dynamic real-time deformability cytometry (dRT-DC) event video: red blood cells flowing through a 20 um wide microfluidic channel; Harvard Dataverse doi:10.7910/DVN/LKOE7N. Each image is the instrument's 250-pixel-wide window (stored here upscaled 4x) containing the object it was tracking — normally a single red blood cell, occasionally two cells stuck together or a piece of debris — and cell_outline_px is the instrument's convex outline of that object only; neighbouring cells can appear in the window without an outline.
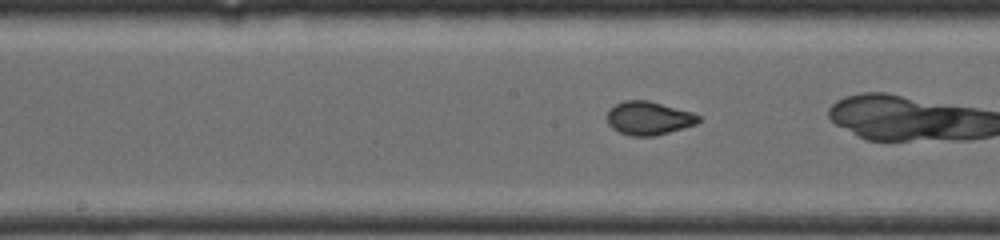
{"species": "common noctule bat (a hibernating species)", "species_latin": "Nyctalus noctula", "temperature_condition": "warm", "stored_images_in_passage": 41, "camera_frame_rate_fps": 4500, "um_per_image_px": 0.085, "animal": {"sex": "female", "body_mass_g": 19.0, "forearm_length_mm": 53.3}, "frame": {"image": 1, "passage_image": 18, "time_ms": 3.778, "image_size_px": [1000, 240], "cell_outline_px": [[700, 120], [696, 124], [656, 136], [632, 136], [620, 132], [612, 128], [608, 124], [608, 112], [616, 104], [624, 100], [648, 100], [692, 112], [700, 116]], "centroid_in_image_um": [55.15, 10.05], "position_along_channel_um": 193.0, "area_um2": 17.69}}